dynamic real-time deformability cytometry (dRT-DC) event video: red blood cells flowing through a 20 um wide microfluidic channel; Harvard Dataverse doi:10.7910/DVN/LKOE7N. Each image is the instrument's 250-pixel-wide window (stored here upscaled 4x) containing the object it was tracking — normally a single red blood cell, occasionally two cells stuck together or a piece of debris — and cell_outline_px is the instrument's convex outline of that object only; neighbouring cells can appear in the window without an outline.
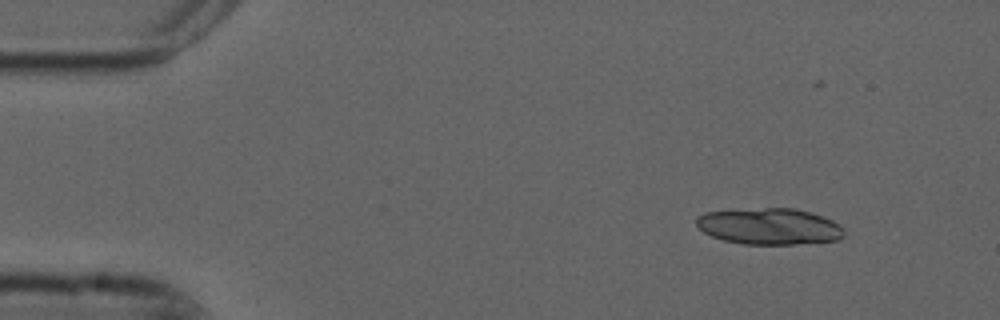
{"species": "common noctule bat (a hibernating species)", "species_latin": "Nyctalus noctula", "temperature_condition": "cold", "stored_images_in_passage": 10, "segment_of_instrument_passage": [1, 2], "camera_frame_rate_fps": 3000, "um_per_image_px": 0.085, "animal": {"sex": "male", "forearm_length_mm": 52.5}, "frame": {"image": 1, "passage_image": 1, "time_ms": 0.0, "image_size_px": [1000, 320], "cell_outline_px": [[844, 236], [840, 240], [796, 244], [744, 244], [724, 240], [712, 236], [704, 232], [696, 224], [696, 220], [704, 212], [764, 208], [792, 208], [812, 212], [832, 220], [840, 224], [844, 228]], "centroid_in_image_um": [65.45, 19.24], "position_along_channel_um": 19.5, "area_um2": 31.27}}